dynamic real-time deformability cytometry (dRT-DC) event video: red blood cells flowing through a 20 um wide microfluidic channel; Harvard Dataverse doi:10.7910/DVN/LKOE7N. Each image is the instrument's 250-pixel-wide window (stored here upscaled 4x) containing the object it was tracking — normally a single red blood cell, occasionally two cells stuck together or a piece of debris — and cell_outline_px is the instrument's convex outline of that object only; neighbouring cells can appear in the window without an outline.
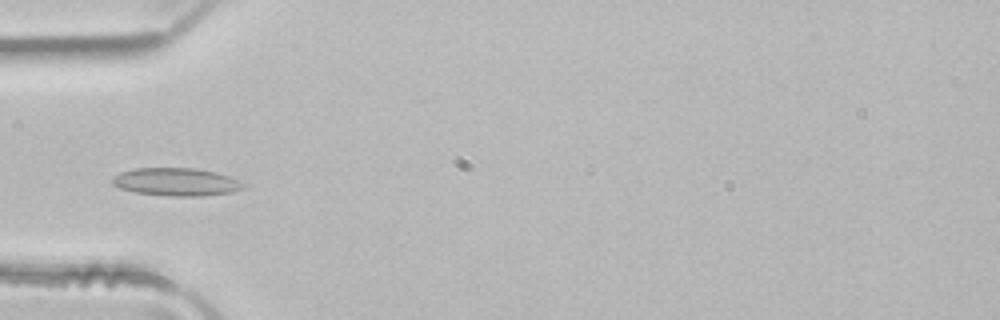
{"species": "common noctule bat (a hibernating species)", "species_latin": "Nyctalus noctula", "temperature_condition": "room temperature", "stored_images_in_passage": 4, "camera_frame_rate_fps": 3000, "um_per_image_px": 0.085, "animal": {"sex": "male", "body_mass_g": 21.5, "forearm_length_mm": 52.0}, "frame": {"image": 1, "passage_image": 4, "time_ms": 1.0, "image_size_px": [1000, 320], "cell_outline_px": [[244, 188], [232, 192], [200, 196], [168, 196], [136, 192], [120, 188], [112, 184], [112, 176], [120, 172], [136, 168], [196, 168], [216, 172], [228, 176], [244, 184]], "centroid_in_image_um": [14.95, 15.46], "position_along_channel_um": 70.1, "area_um2": 21.21}}